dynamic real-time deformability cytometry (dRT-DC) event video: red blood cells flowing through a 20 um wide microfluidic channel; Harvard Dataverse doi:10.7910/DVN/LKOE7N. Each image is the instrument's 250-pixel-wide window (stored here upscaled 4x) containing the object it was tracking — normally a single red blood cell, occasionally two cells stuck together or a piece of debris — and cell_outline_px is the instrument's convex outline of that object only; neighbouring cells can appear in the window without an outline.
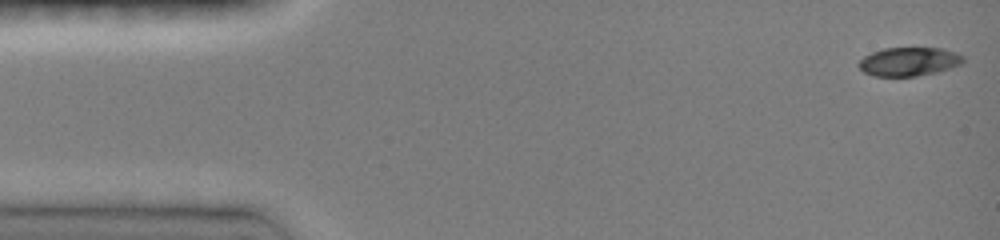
{"species": "common noctule bat (a hibernating species)", "species_latin": "Nyctalus noctula", "temperature_condition": "room temperature", "stored_images_in_passage": 33, "camera_frame_rate_fps": 3000, "um_per_image_px": 0.085, "animal": {"sex": "female", "body_mass_g": 19.0, "forearm_length_mm": 51.5}, "frame": {"image": 1, "passage_image": 1, "time_ms": 0.0, "image_size_px": [1000, 240], "cell_outline_px": [[964, 60], [960, 64], [940, 72], [916, 76], [876, 76], [864, 72], [856, 64], [864, 56], [872, 52], [884, 48], [944, 48], [956, 52], [964, 56]], "centroid_in_image_um": [77.28, 5.23], "position_along_channel_um": 7.7, "area_um2": 17.57}}
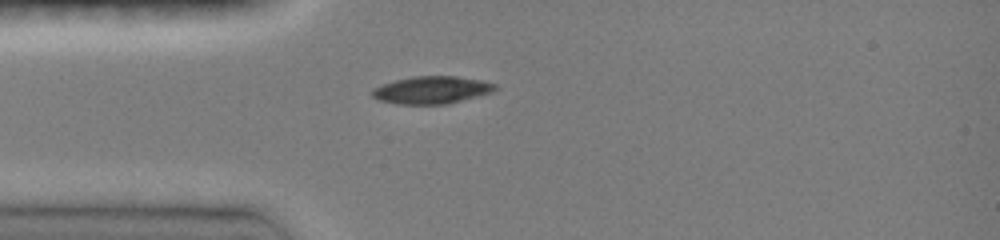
{"frame": {"image": 2, "passage_image": 21, "time_ms": 3.667, "image_size_px": [1000, 240], "cell_outline_px": [[496, 92], [448, 104], [396, 104], [380, 100], [372, 96], [372, 88], [396, 80], [412, 76], [456, 76], [480, 80], [496, 84]], "centroid_in_image_um": [36.74, 7.65], "position_along_channel_um": 48.3, "area_um2": 19.77}}